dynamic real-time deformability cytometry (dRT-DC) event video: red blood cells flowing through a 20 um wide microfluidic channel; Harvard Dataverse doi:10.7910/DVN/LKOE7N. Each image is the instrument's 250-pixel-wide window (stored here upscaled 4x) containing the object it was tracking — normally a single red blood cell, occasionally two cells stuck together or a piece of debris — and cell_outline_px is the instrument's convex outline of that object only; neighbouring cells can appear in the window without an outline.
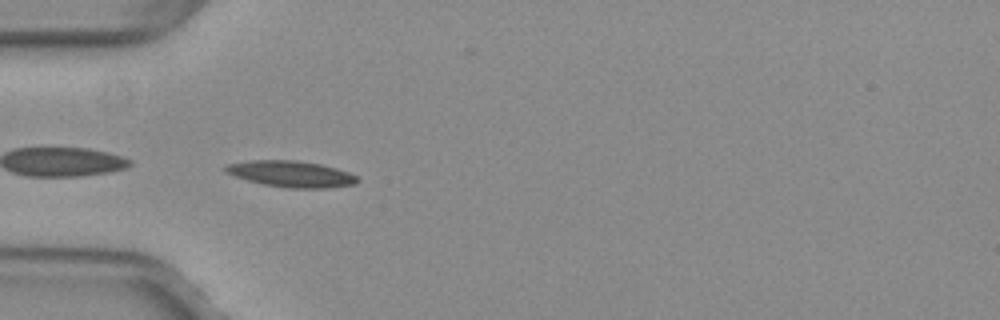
{"species": "common noctule bat (a hibernating species)", "species_latin": "Nyctalus noctula", "temperature_condition": "warm", "stored_images_in_passage": 37, "camera_frame_rate_fps": 3000, "um_per_image_px": 0.085, "animal": {"sex": "female", "body_mass_g": 29.2, "forearm_length_mm": 56.3}, "frame": {"image": 1, "passage_image": 1, "time_ms": 0.0, "image_size_px": [1000, 320], "cell_outline_px": [[360, 180], [356, 184], [328, 188], [288, 188], [264, 184], [248, 180], [224, 172], [224, 164], [252, 160], [296, 160], [320, 164], [336, 168], [348, 172], [356, 176]], "centroid_in_image_um": [24.75, 14.78], "position_along_channel_um": 60.3, "area_um2": 20.17}}
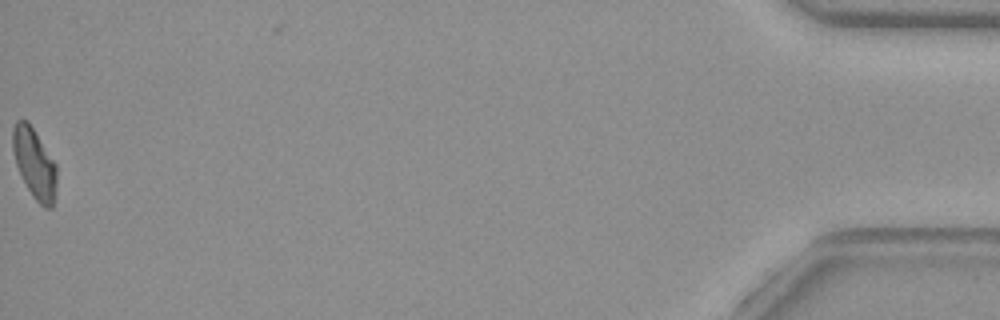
{"frame": {"image": 2, "passage_image": 37, "time_ms": 12.0, "image_size_px": [1000, 320], "cell_outline_px": [[56, 188], [52, 208], [44, 208], [32, 196], [16, 164], [12, 148], [12, 128], [16, 120], [28, 120], [56, 164]], "centroid_in_image_um": [2.92, 13.87], "position_along_channel_um": 432.3, "area_um2": 17.86}}